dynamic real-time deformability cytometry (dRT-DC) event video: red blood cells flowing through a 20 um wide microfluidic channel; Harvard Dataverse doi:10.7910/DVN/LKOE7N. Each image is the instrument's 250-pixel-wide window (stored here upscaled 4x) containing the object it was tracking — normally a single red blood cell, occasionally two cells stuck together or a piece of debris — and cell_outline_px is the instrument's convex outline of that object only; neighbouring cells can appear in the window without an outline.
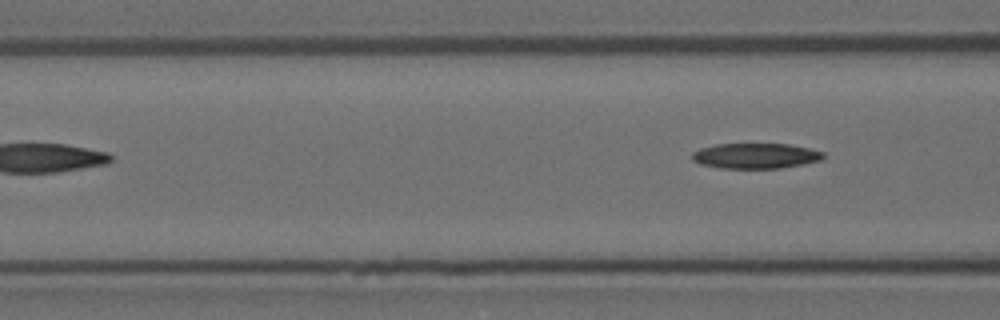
{"species": "Egyptian fruit bat (a non-hibernating species)", "species_latin": "Rousettus aegyptiacus", "temperature_condition": "room temperature", "stored_images_in_passage": 4, "camera_frame_rate_fps": 3000, "um_per_image_px": 0.085, "animal": {"sex": "female"}, "frame": {"image": 1, "passage_image": 4, "time_ms": 1.0, "image_size_px": [1000, 320], "cell_outline_px": [[824, 156], [820, 160], [804, 164], [780, 168], [720, 168], [700, 164], [692, 160], [692, 152], [700, 148], [716, 144], [788, 144], [808, 148], [824, 152]], "centroid_in_image_um": [64.2, 13.25], "position_along_channel_um": 102.4, "area_um2": 19.36}}